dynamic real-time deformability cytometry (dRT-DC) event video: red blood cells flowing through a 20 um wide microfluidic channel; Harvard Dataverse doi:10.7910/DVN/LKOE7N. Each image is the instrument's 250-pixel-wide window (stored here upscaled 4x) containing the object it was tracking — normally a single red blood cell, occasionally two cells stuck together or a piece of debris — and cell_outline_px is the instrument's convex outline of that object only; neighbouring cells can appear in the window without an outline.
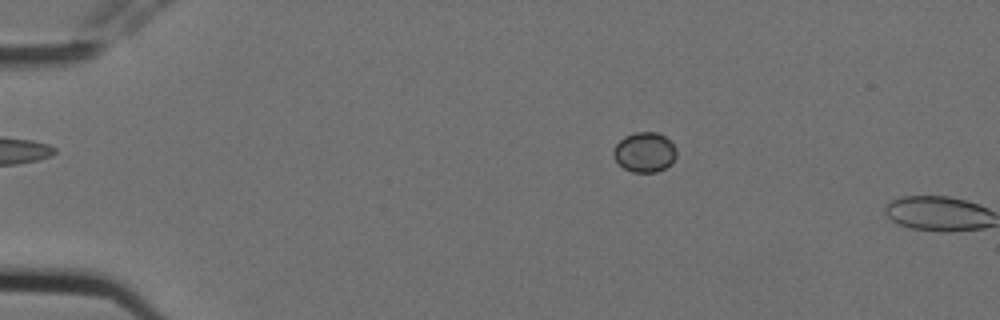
{"species": "Egyptian fruit bat (a non-hibernating species)", "species_latin": "Rousettus aegyptiacus", "temperature_condition": "cold", "stored_images_in_passage": 5, "camera_frame_rate_fps": 3000, "um_per_image_px": 0.085, "animal": {"sex": "female"}, "frame": {"image": 1, "passage_image": 5, "time_ms": 1.333, "image_size_px": [1000, 320], "cell_outline_px": [[676, 156], [672, 164], [656, 172], [632, 172], [624, 168], [616, 160], [612, 152], [616, 144], [624, 136], [632, 132], [656, 132], [664, 136], [676, 148]], "centroid_in_image_um": [54.79, 12.93], "position_along_channel_um": 30.2, "area_um2": 14.62}}